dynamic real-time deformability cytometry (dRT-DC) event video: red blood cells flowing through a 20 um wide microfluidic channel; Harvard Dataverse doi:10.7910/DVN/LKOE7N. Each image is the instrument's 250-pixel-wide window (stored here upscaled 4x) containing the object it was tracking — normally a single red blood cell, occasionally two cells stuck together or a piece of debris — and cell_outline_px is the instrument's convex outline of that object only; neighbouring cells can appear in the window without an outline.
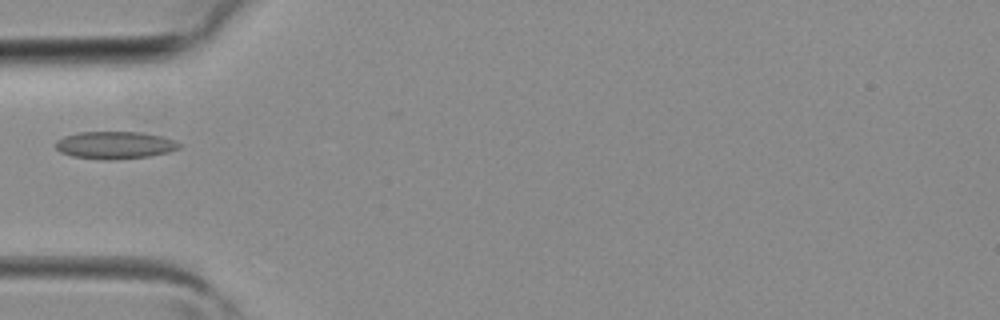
{"species": "common noctule bat (a hibernating species)", "species_latin": "Nyctalus noctula", "temperature_condition": "room temperature", "stored_images_in_passage": 4, "camera_frame_rate_fps": 3000, "um_per_image_px": 0.085, "animal": {"sex": "female", "body_mass_g": 19.3, "forearm_length_mm": 54.1}, "frame": {"image": 1, "passage_image": 4, "time_ms": 1.0, "image_size_px": [1000, 320], "cell_outline_px": [[184, 144], [180, 148], [168, 152], [148, 156], [112, 160], [104, 160], [72, 156], [60, 152], [56, 148], [56, 140], [64, 136], [80, 132], [140, 132], [164, 136]], "centroid_in_image_um": [9.79, 12.33], "position_along_channel_um": 75.2, "area_um2": 19.88}}